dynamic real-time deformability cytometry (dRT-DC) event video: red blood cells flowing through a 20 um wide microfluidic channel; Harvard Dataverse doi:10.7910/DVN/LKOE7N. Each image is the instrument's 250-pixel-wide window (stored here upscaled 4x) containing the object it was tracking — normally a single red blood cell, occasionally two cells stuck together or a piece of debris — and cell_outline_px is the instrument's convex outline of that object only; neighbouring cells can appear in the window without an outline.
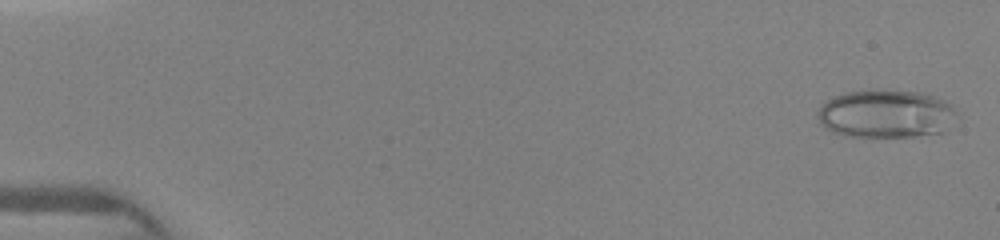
{"species": "human", "species_latin": "Homo sapiens", "temperature_condition": "warm", "stored_images_in_passage": 16, "camera_frame_rate_fps": 3000, "um_per_image_px": 0.085, "donor": {"sex": "female"}, "frame": {"image": 1, "passage_image": 1, "time_ms": 0.0, "image_size_px": [1000, 240], "cell_outline_px": [[960, 116], [944, 132], [912, 136], [852, 136], [832, 132], [824, 128], [820, 124], [816, 116], [816, 112], [828, 100], [836, 96], [848, 92], [916, 92], [932, 96], [944, 100]], "centroid_in_image_um": [75.32, 9.72], "position_along_channel_um": 9.7, "area_um2": 38.21}}
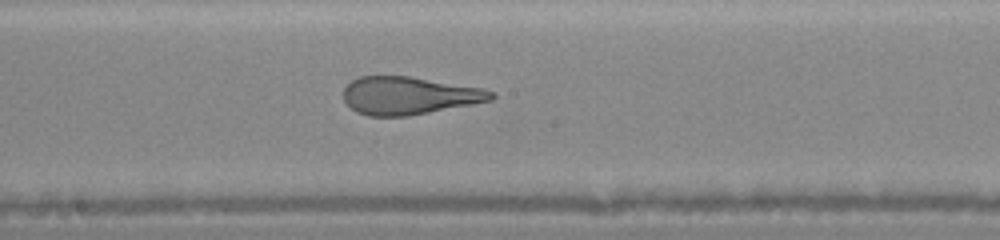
{"frame": {"image": 2, "passage_image": 14, "time_ms": 8.0, "image_size_px": [1000, 240], "cell_outline_px": [[496, 96], [492, 100], [472, 104], [408, 116], [368, 116], [356, 112], [344, 100], [344, 88], [352, 80], [360, 76], [408, 76], [484, 88], [492, 92]], "centroid_in_image_um": [34.76, 8.12], "position_along_channel_um": 213.4, "area_um2": 32.37}}
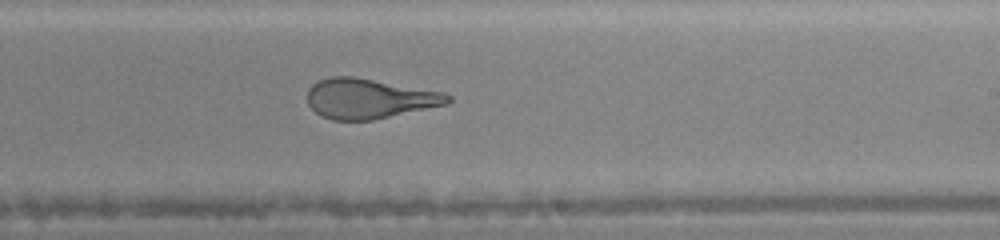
{"frame": {"image": 3, "passage_image": 16, "time_ms": 9.0, "image_size_px": [1000, 240], "cell_outline_px": [[452, 100], [448, 104], [372, 120], [332, 120], [320, 116], [308, 104], [308, 88], [312, 84], [320, 80], [332, 76], [352, 76], [444, 92], [452, 96]], "centroid_in_image_um": [31.38, 8.38], "position_along_channel_um": 257.6, "area_um2": 32.66}}